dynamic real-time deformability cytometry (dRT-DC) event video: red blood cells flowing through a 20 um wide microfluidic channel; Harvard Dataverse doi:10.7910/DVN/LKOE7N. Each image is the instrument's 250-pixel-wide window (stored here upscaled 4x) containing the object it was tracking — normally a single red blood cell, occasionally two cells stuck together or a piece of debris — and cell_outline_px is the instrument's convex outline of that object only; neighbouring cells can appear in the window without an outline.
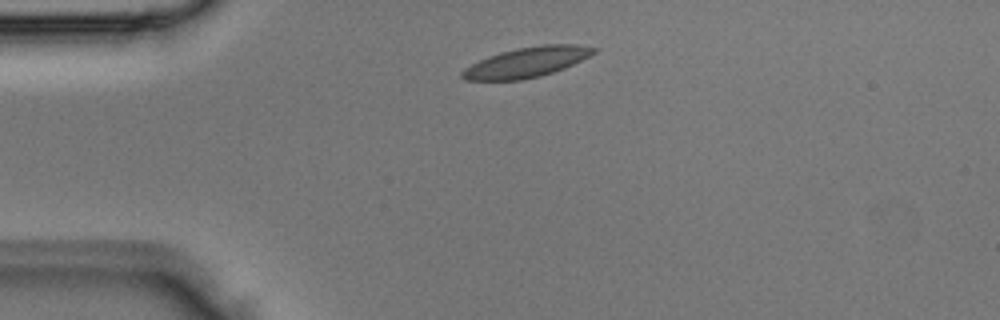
{"species": "Egyptian fruit bat (a non-hibernating species)", "species_latin": "Rousettus aegyptiacus", "temperature_condition": "room temperature", "stored_images_in_passage": 2, "camera_frame_rate_fps": 3000, "um_per_image_px": 0.085, "animal": {"sex": "male"}, "frame": {"image": 1, "passage_image": 1, "time_ms": 0.0, "image_size_px": [1000, 320], "cell_outline_px": [[596, 52], [564, 68], [540, 76], [520, 80], [464, 80], [460, 76], [460, 72], [464, 68], [488, 56], [500, 52], [516, 48], [544, 44], [576, 44], [596, 48]], "centroid_in_image_um": [44.73, 5.29], "position_along_channel_um": 40.3, "area_um2": 22.89}}